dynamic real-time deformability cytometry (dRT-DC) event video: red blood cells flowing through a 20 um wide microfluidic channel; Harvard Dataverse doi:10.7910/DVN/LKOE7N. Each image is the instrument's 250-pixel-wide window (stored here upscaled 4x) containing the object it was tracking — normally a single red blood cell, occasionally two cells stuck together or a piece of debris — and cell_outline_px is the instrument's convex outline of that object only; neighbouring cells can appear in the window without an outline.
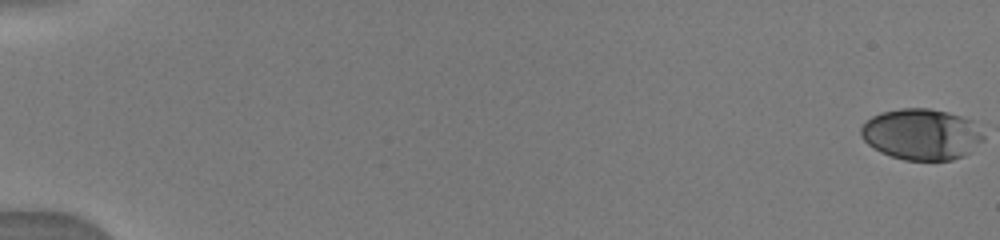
{"species": "human", "species_latin": "Homo sapiens", "temperature_condition": "warm", "stored_images_in_passage": 55, "camera_frame_rate_fps": 3000, "um_per_image_px": 0.085, "donor": {"sex": "male"}, "frame": {"image": 1, "passage_image": 1, "time_ms": 0.0, "image_size_px": [1000, 240], "cell_outline_px": [[984, 140], [972, 152], [964, 156], [952, 160], [904, 160], [880, 152], [868, 144], [860, 136], [860, 128], [872, 116], [880, 112], [900, 108], [928, 108], [948, 112], [972, 120], [984, 136]], "centroid_in_image_um": [78.34, 11.42], "position_along_channel_um": 6.7, "area_um2": 36.7}}
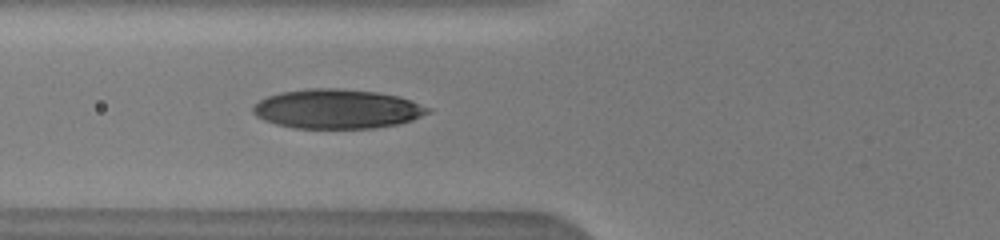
{"frame": {"image": 2, "passage_image": 32, "time_ms": 7.0, "image_size_px": [1000, 240], "cell_outline_px": [[432, 112], [412, 120], [396, 124], [372, 128], [292, 128], [276, 124], [264, 120], [256, 116], [252, 112], [252, 108], [260, 100], [268, 96], [280, 92], [312, 88], [340, 88], [376, 92], [400, 96], [412, 100], [432, 108]], "centroid_in_image_um": [28.68, 9.25], "position_along_channel_um": 97.1, "area_um2": 40.29}}
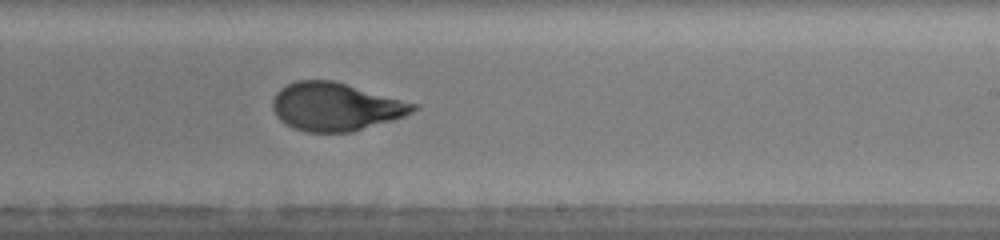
{"frame": {"image": 3, "passage_image": 44, "time_ms": 11.0, "image_size_px": [1000, 240], "cell_outline_px": [[420, 108], [404, 116], [392, 120], [352, 132], [308, 132], [296, 128], [280, 120], [276, 116], [272, 108], [272, 100], [276, 92], [280, 88], [296, 80], [332, 80], [420, 104]], "centroid_in_image_um": [28.54, 9.06], "position_along_channel_um": 260.5, "area_um2": 39.42}}